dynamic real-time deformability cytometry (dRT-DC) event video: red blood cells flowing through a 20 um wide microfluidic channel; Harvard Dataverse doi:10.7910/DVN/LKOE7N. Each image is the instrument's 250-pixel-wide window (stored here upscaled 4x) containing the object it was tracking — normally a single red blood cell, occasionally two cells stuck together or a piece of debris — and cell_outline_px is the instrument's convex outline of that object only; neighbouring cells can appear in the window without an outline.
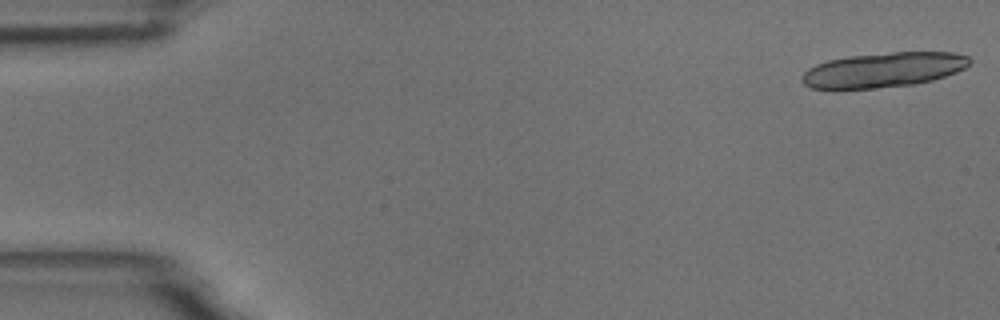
{"species": "common noctule bat (a hibernating species)", "species_latin": "Nyctalus noctula", "temperature_condition": "room temperature", "stored_images_in_passage": 8, "camera_frame_rate_fps": 3000, "um_per_image_px": 0.085, "animal": {"sex": "male", "body_mass_g": 18.8}, "frame": {"image": 1, "passage_image": 1, "time_ms": 0.0, "image_size_px": [1000, 320], "cell_outline_px": [[972, 60], [964, 68], [956, 72], [932, 80], [912, 84], [872, 88], [812, 88], [804, 84], [800, 80], [800, 76], [808, 68], [816, 64], [828, 60], [848, 56], [892, 52], [952, 52], [968, 56]], "centroid_in_image_um": [75.07, 5.92], "position_along_channel_um": 9.9, "area_um2": 33.76}}